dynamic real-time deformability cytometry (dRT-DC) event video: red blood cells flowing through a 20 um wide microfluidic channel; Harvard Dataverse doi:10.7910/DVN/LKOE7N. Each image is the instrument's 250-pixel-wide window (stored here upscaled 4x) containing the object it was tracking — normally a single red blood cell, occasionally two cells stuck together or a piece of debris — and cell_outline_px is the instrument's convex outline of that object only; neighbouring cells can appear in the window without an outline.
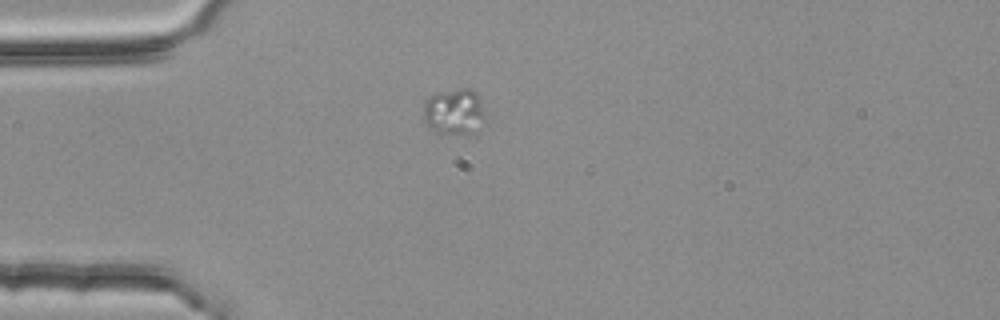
{"species": "common noctule bat (a hibernating species)", "species_latin": "Nyctalus noctula", "temperature_condition": "room temperature", "stored_images_in_passage": 2, "camera_frame_rate_fps": 3000, "um_per_image_px": 0.085, "animal": {"sex": "female", "body_mass_g": 25.1}, "frame": {"image": 1, "passage_image": 1, "time_ms": 0.0, "image_size_px": [1000, 320], "cell_outline_px": [[484, 120], [476, 132], [436, 132], [428, 128], [424, 124], [424, 104], [432, 96], [440, 92], [460, 88], [468, 88], [476, 92], [484, 116]], "centroid_in_image_um": [38.58, 9.48], "position_along_channel_um": 46.4, "area_um2": 16.07}}